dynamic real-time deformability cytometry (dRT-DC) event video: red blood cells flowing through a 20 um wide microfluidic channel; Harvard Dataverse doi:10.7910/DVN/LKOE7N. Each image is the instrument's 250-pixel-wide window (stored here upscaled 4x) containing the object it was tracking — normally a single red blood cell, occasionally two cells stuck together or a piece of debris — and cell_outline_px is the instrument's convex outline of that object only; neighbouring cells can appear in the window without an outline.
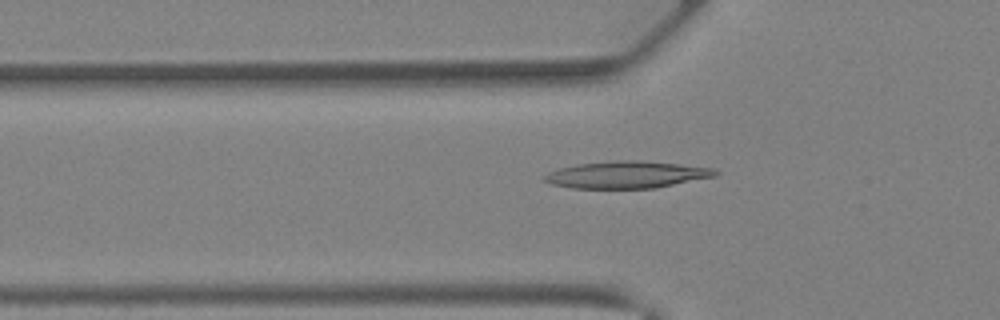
{"species": "Egyptian fruit bat (a non-hibernating species)", "species_latin": "Rousettus aegyptiacus", "temperature_condition": "warm", "stored_images_in_passage": 32, "camera_frame_rate_fps": 3000, "um_per_image_px": 0.085, "animal": {"sex": "female"}, "frame": {"image": 1, "passage_image": 6, "time_ms": 1.667, "image_size_px": [1000, 320], "cell_outline_px": [[720, 172], [716, 176], [656, 188], [572, 188], [552, 184], [544, 180], [544, 176], [548, 172], [560, 168], [576, 164], [616, 160], [636, 160], [716, 168]], "centroid_in_image_um": [53.29, 14.85], "position_along_channel_um": 72.5, "area_um2": 26.82}}
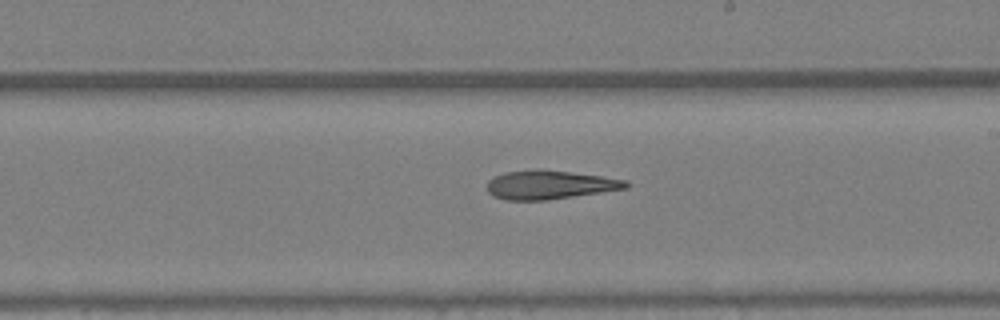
{"frame": {"image": 2, "passage_image": 16, "time_ms": 5.0, "image_size_px": [1000, 320], "cell_outline_px": [[632, 184], [628, 188], [544, 200], [504, 200], [492, 196], [488, 192], [488, 180], [504, 172], [532, 168], [536, 168], [600, 176], [628, 180]], "centroid_in_image_um": [46.7, 15.69], "position_along_channel_um": 242.3, "area_um2": 23.29}}
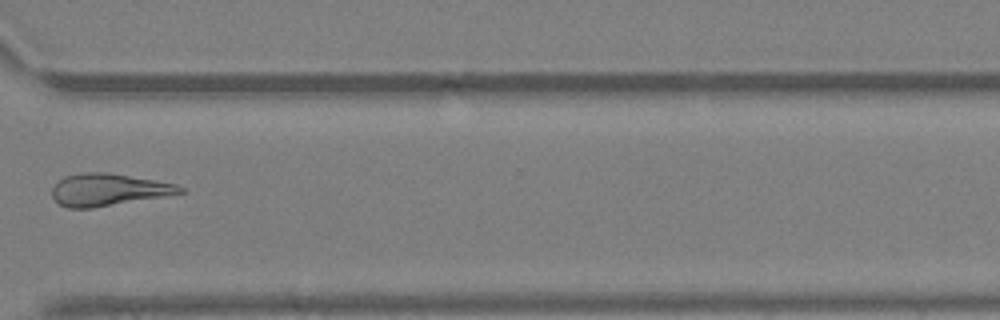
{"frame": {"image": 3, "passage_image": 23, "time_ms": 7.333, "image_size_px": [1000, 320], "cell_outline_px": [[184, 192], [164, 196], [92, 208], [68, 208], [60, 204], [52, 196], [52, 188], [64, 176], [80, 172], [108, 172], [156, 180], [176, 184], [184, 188]], "centroid_in_image_um": [9.2, 16.11], "position_along_channel_um": 361.4, "area_um2": 23.87}}